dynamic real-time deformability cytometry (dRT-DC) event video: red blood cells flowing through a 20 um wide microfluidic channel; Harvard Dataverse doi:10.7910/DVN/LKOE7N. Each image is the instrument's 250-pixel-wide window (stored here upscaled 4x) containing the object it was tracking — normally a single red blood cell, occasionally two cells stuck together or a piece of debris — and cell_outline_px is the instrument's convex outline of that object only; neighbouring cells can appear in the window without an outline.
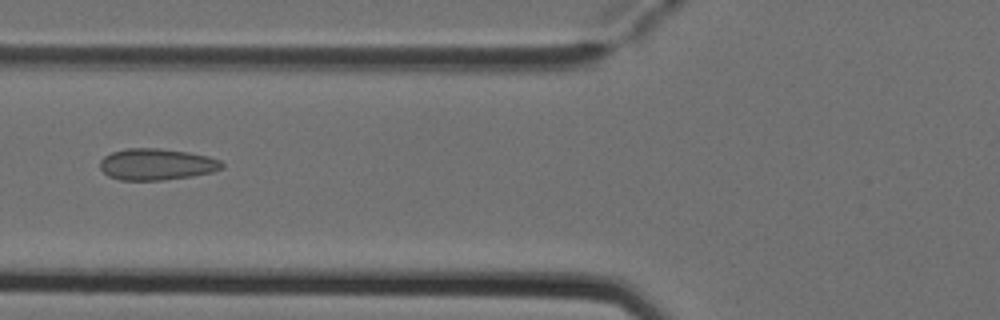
{"species": "Egyptian fruit bat (a non-hibernating species)", "species_latin": "Rousettus aegyptiacus", "temperature_condition": "cold", "stored_images_in_passage": 6, "camera_frame_rate_fps": 3000, "um_per_image_px": 0.085, "animal": {"sex": "female"}, "frame": {"image": 1, "passage_image": 5, "time_ms": 1.333, "image_size_px": [1000, 320], "cell_outline_px": [[224, 168], [212, 172], [192, 176], [160, 180], [120, 180], [108, 176], [100, 168], [100, 160], [104, 156], [112, 152], [128, 148], [160, 148], [188, 152], [208, 156], [220, 160], [224, 164]], "centroid_in_image_um": [13.32, 13.96], "position_along_channel_um": 112.5, "area_um2": 22.43}}
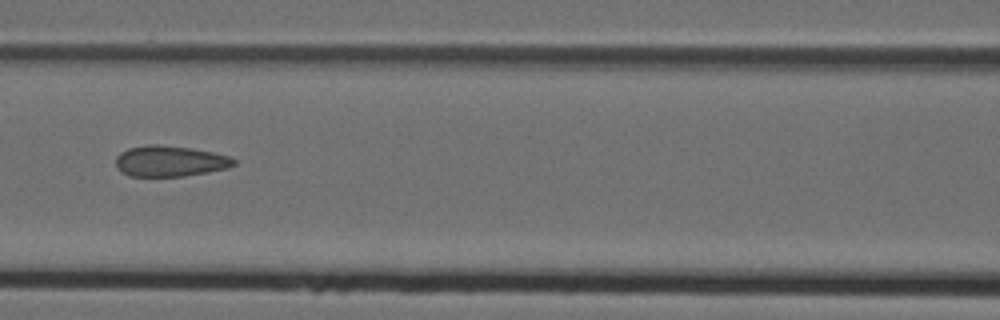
{"frame": {"image": 2, "passage_image": 6, "time_ms": 1.667, "image_size_px": [1000, 320], "cell_outline_px": [[236, 164], [228, 168], [208, 172], [184, 176], [128, 176], [120, 172], [116, 168], [116, 156], [120, 152], [128, 148], [148, 144], [156, 144], [192, 148], [212, 152], [228, 156], [236, 160]], "centroid_in_image_um": [14.41, 13.7], "position_along_channel_um": 152.2, "area_um2": 21.39}}